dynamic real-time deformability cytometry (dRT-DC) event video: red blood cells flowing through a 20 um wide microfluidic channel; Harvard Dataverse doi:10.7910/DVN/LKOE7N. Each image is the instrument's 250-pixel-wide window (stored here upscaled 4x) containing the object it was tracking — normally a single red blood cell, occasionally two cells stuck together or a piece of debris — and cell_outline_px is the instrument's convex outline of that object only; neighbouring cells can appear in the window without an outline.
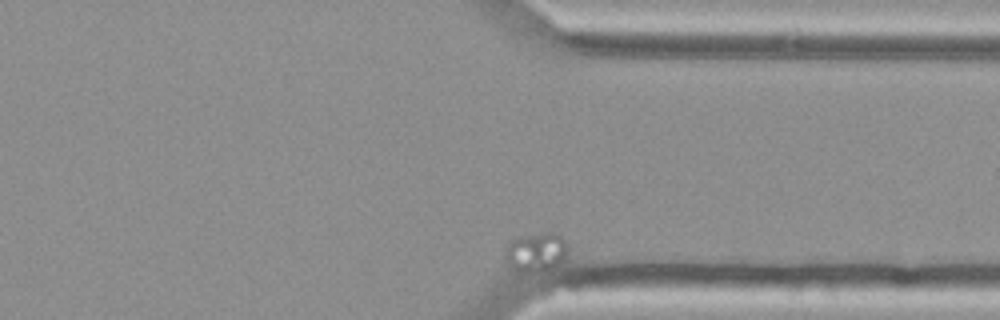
{"species": "Egyptian fruit bat (a non-hibernating species)", "species_latin": "Rousettus aegyptiacus", "temperature_condition": "cold", "stored_images_in_passage": 37, "camera_frame_rate_fps": 3000, "um_per_image_px": 0.085, "animal": {"sex": "female"}, "frame": {"image": 1, "passage_image": 37, "time_ms": 12.0, "image_size_px": [1000, 320], "cell_outline_px": [[564, 256], [560, 264], [548, 272], [516, 272], [508, 264], [504, 256], [504, 248], [512, 240], [540, 232], [556, 232], [564, 240]], "centroid_in_image_um": [45.51, 21.47], "position_along_channel_um": 365.9, "area_um2": 14.33}}